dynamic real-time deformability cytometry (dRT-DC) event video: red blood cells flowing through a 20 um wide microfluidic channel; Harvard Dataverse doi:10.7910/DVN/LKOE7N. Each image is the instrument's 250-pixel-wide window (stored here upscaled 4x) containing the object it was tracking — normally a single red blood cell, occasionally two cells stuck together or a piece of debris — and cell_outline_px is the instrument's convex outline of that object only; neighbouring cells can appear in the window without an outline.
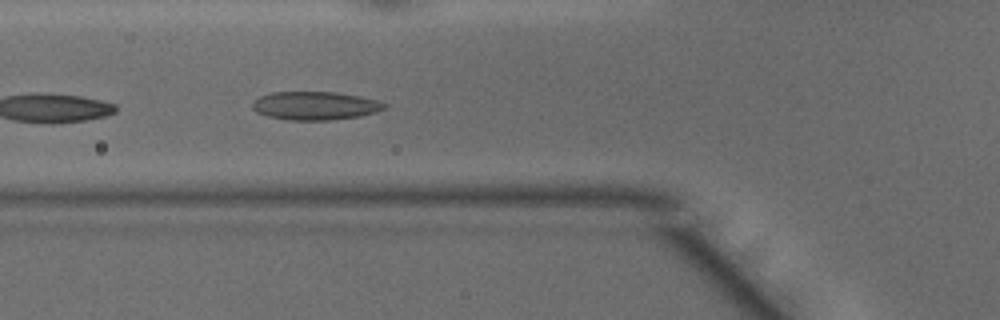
{"species": "common noctule bat (a hibernating species)", "species_latin": "Nyctalus noctula", "temperature_condition": "warm", "stored_images_in_passage": 13, "camera_frame_rate_fps": 3000, "um_per_image_px": 0.085, "animal": {"sex": "male", "body_mass_g": 15.6}, "frame": {"image": 1, "passage_image": 4, "time_ms": 1.0, "image_size_px": [1000, 320], "cell_outline_px": [[388, 108], [376, 112], [360, 116], [332, 120], [288, 120], [268, 116], [256, 112], [252, 108], [252, 104], [260, 96], [272, 92], [336, 92], [360, 96], [376, 100], [388, 104]], "centroid_in_image_um": [26.82, 8.99], "position_along_channel_um": 99.0, "area_um2": 21.91}}